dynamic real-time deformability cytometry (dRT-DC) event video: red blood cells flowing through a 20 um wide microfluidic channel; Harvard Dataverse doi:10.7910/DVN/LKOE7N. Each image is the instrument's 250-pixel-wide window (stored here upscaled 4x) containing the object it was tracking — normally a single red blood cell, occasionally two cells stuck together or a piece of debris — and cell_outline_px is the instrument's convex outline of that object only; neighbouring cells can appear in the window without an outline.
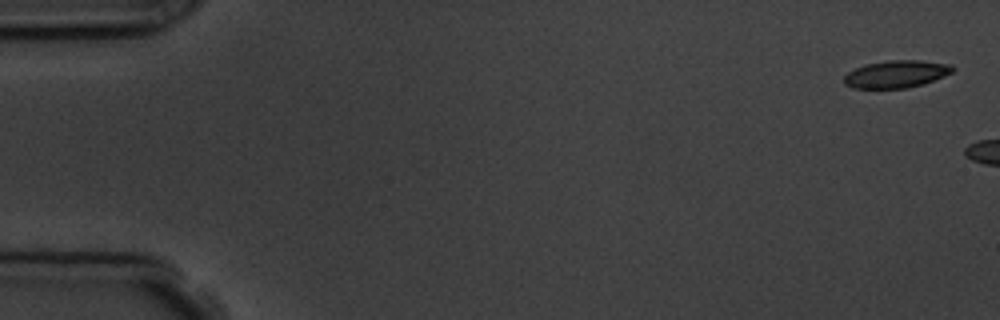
{"species": "common noctule bat (a hibernating species)", "species_latin": "Nyctalus noctula", "temperature_condition": "room temperature", "stored_images_in_passage": 5, "camera_frame_rate_fps": 3000, "um_per_image_px": 0.085, "animal": {"sex": "male", "body_mass_g": 19.5, "forearm_length_mm": 54.6}, "frame": {"image": 1, "passage_image": 1, "time_ms": 0.0, "image_size_px": [1000, 320], "cell_outline_px": [[956, 68], [952, 72], [944, 76], [908, 88], [852, 88], [844, 84], [844, 76], [848, 72], [864, 64], [888, 60], [920, 60], [952, 64]], "centroid_in_image_um": [76.18, 6.28], "position_along_channel_um": 8.8, "area_um2": 17.34}}
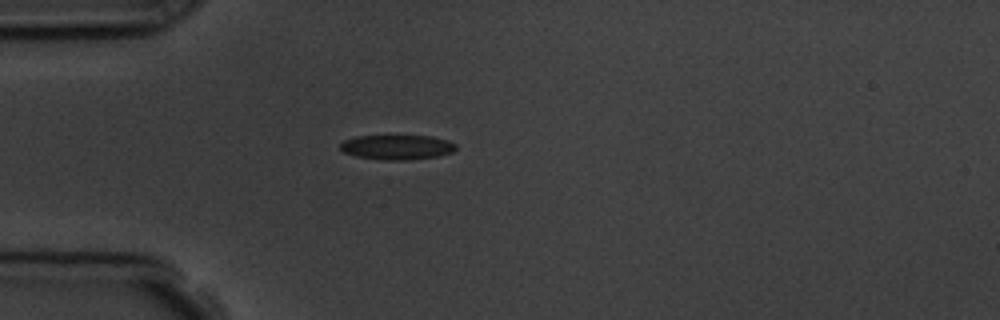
{"frame": {"image": 2, "passage_image": 5, "time_ms": 6.333, "image_size_px": [1000, 320], "cell_outline_px": [[456, 148], [452, 152], [436, 156], [408, 160], [384, 160], [356, 156], [344, 152], [340, 148], [340, 144], [344, 140], [356, 136], [432, 136], [448, 140], [456, 144]], "centroid_in_image_um": [33.75, 12.51], "position_along_channel_um": 51.3, "area_um2": 16.59}}